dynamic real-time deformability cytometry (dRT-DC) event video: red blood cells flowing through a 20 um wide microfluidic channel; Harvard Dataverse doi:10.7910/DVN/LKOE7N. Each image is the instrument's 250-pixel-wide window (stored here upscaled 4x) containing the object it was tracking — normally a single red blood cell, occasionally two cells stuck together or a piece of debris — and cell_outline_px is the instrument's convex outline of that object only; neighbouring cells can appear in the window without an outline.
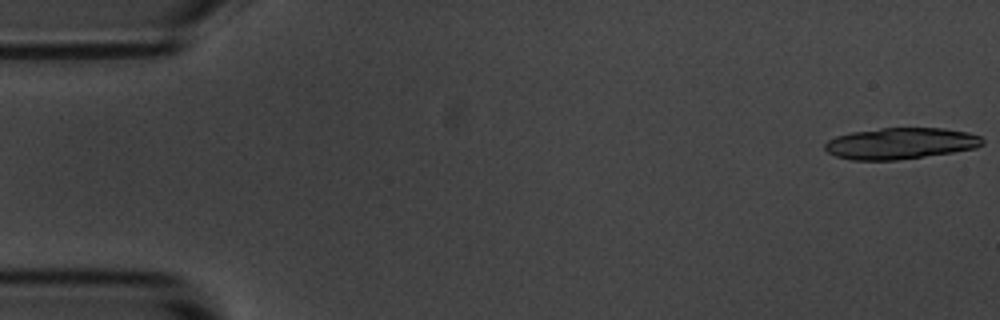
{"species": "common noctule bat (a hibernating species)", "species_latin": "Nyctalus noctula", "temperature_condition": "room temperature", "stored_images_in_passage": 17, "camera_frame_rate_fps": 3000, "um_per_image_px": 0.085, "animal": {"sex": "male", "body_mass_g": 20.1, "forearm_length_mm": 53.5}, "frame": {"image": 1, "passage_image": 1, "time_ms": 0.0, "image_size_px": [1000, 320], "cell_outline_px": [[984, 144], [976, 148], [952, 152], [896, 160], [852, 160], [836, 156], [828, 152], [824, 148], [824, 144], [828, 140], [836, 136], [852, 132], [880, 128], [944, 128], [968, 132], [980, 136], [984, 140]], "centroid_in_image_um": [76.55, 12.18], "position_along_channel_um": 8.5, "area_um2": 28.73}}